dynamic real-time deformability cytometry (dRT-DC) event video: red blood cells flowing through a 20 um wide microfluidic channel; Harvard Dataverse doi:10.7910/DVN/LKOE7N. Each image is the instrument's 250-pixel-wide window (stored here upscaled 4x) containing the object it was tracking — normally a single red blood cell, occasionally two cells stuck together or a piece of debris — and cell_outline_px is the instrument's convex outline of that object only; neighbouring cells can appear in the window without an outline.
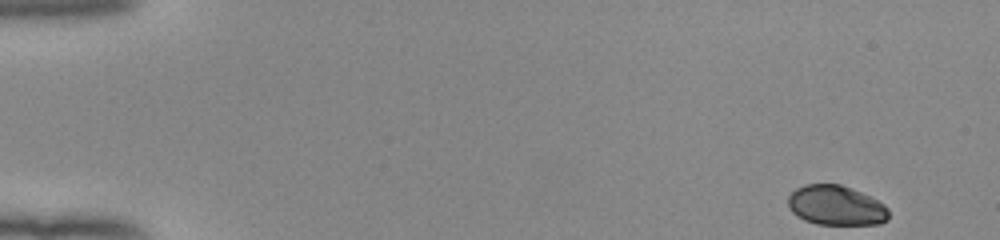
{"species": "human", "species_latin": "Homo sapiens", "temperature_condition": "room temperature", "stored_images_in_passage": 50, "camera_frame_rate_fps": 3000, "um_per_image_px": 0.085, "donor": {"sex": "female"}, "frame": {"image": 1, "passage_image": 1, "time_ms": 0.0, "image_size_px": [1000, 240], "cell_outline_px": [[888, 220], [880, 224], [816, 224], [804, 220], [796, 216], [788, 208], [788, 196], [796, 188], [804, 184], [840, 184], [852, 188], [884, 204], [888, 208]], "centroid_in_image_um": [71.03, 17.46], "position_along_channel_um": 14.0, "area_um2": 23.41}}
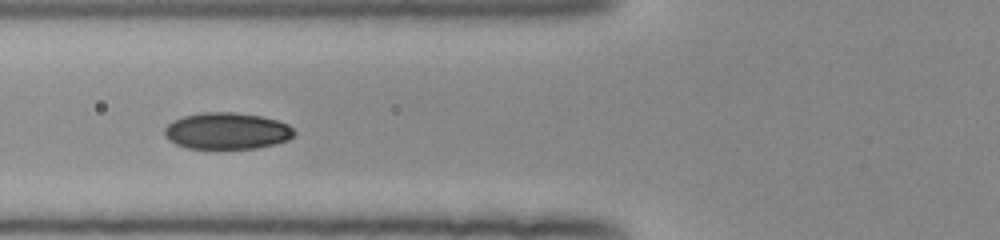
{"frame": {"image": 2, "passage_image": 19, "time_ms": 6.0, "image_size_px": [1000, 240], "cell_outline_px": [[296, 132], [288, 140], [256, 148], [188, 148], [176, 144], [168, 140], [164, 136], [164, 128], [172, 120], [184, 116], [204, 112], [232, 112], [260, 116], [276, 120], [288, 124]], "centroid_in_image_um": [19.25, 11.12], "position_along_channel_um": 106.5, "area_um2": 27.51}}
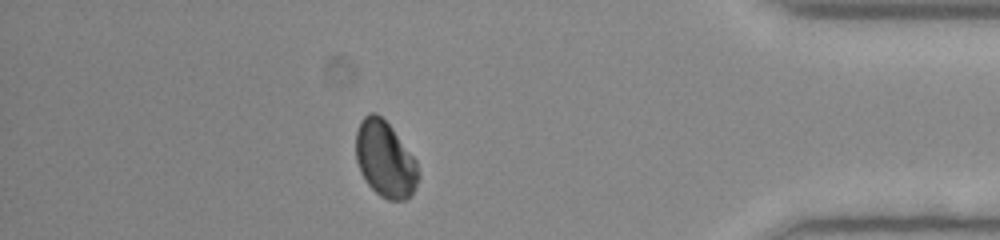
{"frame": {"image": 3, "passage_image": 44, "time_ms": 14.333, "image_size_px": [1000, 240], "cell_outline_px": [[420, 176], [416, 188], [404, 200], [388, 200], [380, 196], [368, 184], [360, 172], [356, 160], [356, 132], [360, 120], [368, 112], [376, 112], [392, 128], [416, 160]], "centroid_in_image_um": [32.72, 13.53], "position_along_channel_um": 402.5, "area_um2": 27.69}, "authors_computed_cell_mechanics": {"area_um2": 27.5128, "velocity_mm_per_s": 3.9663, "shape_relaxation_time_tau1_ms": 3.4771, "shape_relaxation_time_tau2_ms": 4.1581, "deformation_change_tau1": 0.0959, "deformation_change_tau2": 0.0406}}